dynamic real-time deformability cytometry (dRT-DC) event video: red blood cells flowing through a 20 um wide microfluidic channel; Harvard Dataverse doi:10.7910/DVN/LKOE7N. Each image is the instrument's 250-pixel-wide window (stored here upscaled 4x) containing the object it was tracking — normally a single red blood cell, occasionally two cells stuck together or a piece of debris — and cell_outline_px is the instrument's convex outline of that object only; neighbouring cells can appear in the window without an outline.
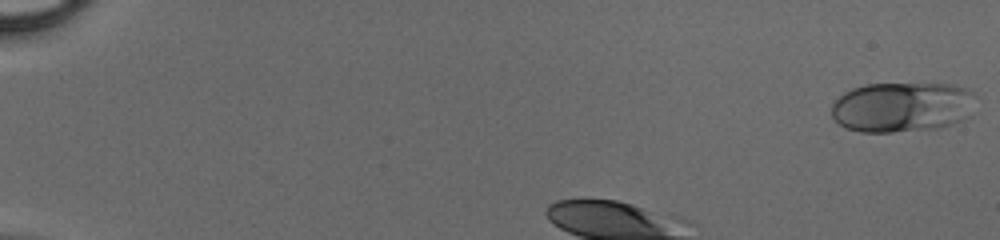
{"species": "human", "species_latin": "Homo sapiens", "temperature_condition": "cold", "stored_images_in_passage": 33, "camera_frame_rate_fps": 3000, "um_per_image_px": 0.085, "donor": {"sex": "male"}, "frame": {"image": 1, "passage_image": 1, "time_ms": 0.0, "image_size_px": [1000, 240], "cell_outline_px": [[976, 96], [972, 116], [964, 120], [940, 128], [892, 132], [860, 132], [848, 128], [840, 124], [832, 116], [832, 104], [844, 92], [852, 88], [864, 84], [952, 84], [968, 88]], "centroid_in_image_um": [76.75, 9.1], "position_along_channel_um": 8.3, "area_um2": 42.66}}
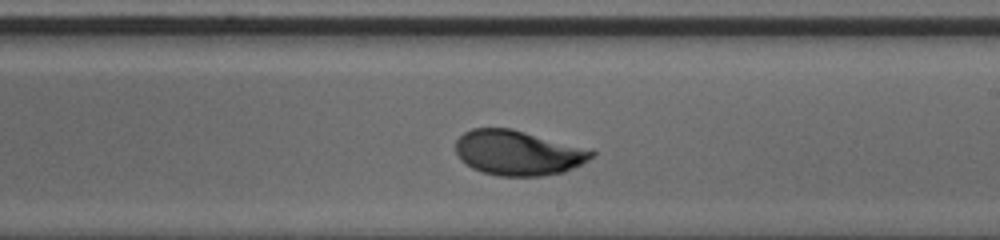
{"frame": {"image": 2, "passage_image": 22, "time_ms": 7.0, "image_size_px": [1000, 240], "cell_outline_px": [[596, 152], [592, 156], [580, 164], [564, 172], [540, 176], [496, 176], [472, 168], [460, 160], [456, 152], [456, 140], [464, 132], [472, 128], [512, 128], [592, 148]], "centroid_in_image_um": [44.05, 12.97], "position_along_channel_um": 245.0, "area_um2": 35.95}}
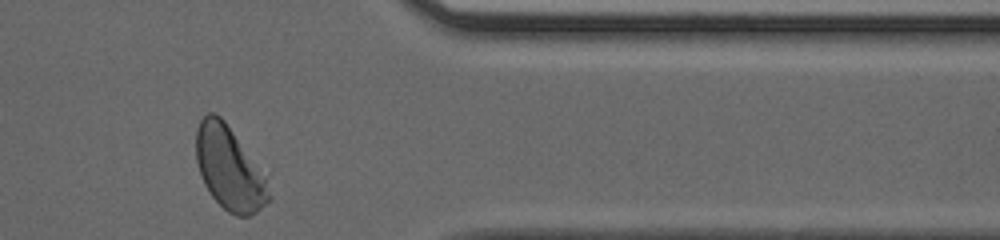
{"frame": {"image": 3, "passage_image": 33, "time_ms": 10.667, "image_size_px": [1000, 240], "cell_outline_px": [[272, 200], [256, 212], [248, 216], [236, 216], [228, 212], [212, 196], [204, 184], [196, 160], [196, 128], [200, 120], [208, 112], [212, 112], [220, 116], [224, 120], [264, 176], [272, 196]], "centroid_in_image_um": [19.47, 14.33], "position_along_channel_um": 391.9, "area_um2": 34.74}}